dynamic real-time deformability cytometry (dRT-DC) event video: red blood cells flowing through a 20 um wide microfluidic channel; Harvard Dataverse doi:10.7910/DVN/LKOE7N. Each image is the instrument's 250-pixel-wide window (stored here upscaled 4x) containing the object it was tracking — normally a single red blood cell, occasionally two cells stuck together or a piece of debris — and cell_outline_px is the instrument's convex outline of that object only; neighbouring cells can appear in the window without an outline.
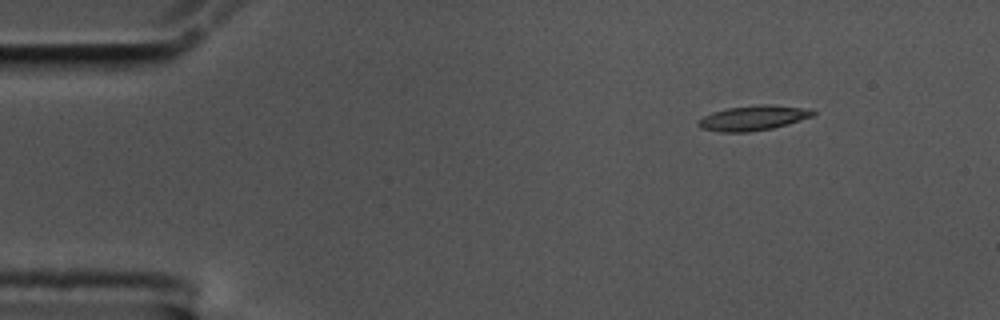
{"species": "common noctule bat (a hibernating species)", "species_latin": "Nyctalus noctula", "temperature_condition": "cold", "stored_images_in_passage": 51, "camera_frame_rate_fps": 3000, "um_per_image_px": 0.085, "animal": {"sex": "male", "body_mass_g": 17.5, "forearm_length_mm": 52.3}, "frame": {"image": 1, "passage_image": 1, "time_ms": 0.0, "image_size_px": [1000, 320], "cell_outline_px": [[816, 112], [812, 116], [788, 124], [772, 128], [748, 132], [720, 132], [700, 128], [696, 124], [696, 120], [712, 112], [728, 108], [756, 104], [768, 104], [812, 108]], "centroid_in_image_um": [64.01, 10.02], "position_along_channel_um": 21.0, "area_um2": 16.88}}
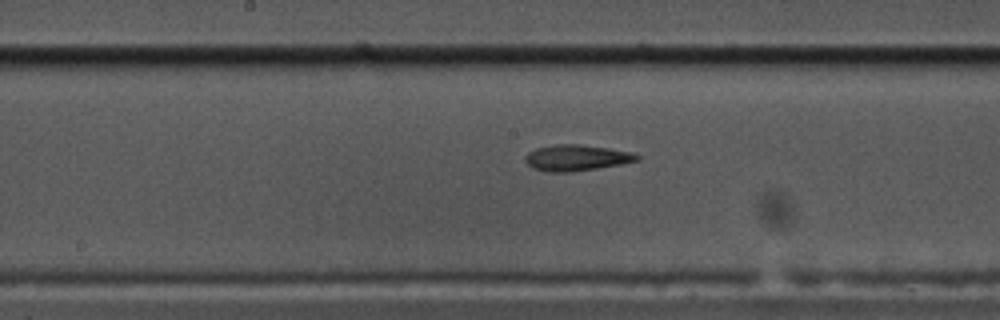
{"frame": {"image": 2, "passage_image": 23, "time_ms": 7.333, "image_size_px": [1000, 320], "cell_outline_px": [[640, 160], [620, 164], [596, 168], [568, 172], [548, 172], [532, 168], [524, 160], [524, 156], [528, 152], [536, 148], [556, 144], [576, 144], [608, 148], [632, 152], [640, 156]], "centroid_in_image_um": [48.97, 13.41], "position_along_channel_um": 199.2, "area_um2": 16.88}}
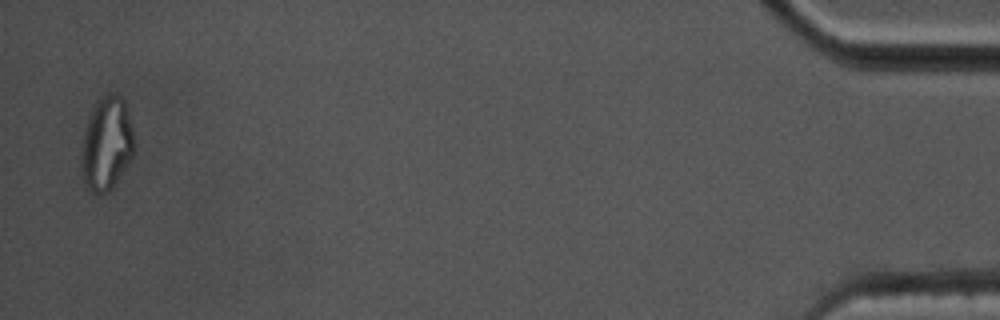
{"frame": {"image": 3, "passage_image": 50, "time_ms": 16.333, "image_size_px": [1000, 320], "cell_outline_px": [[136, 144], [132, 156], [128, 164], [116, 184], [108, 192], [88, 192], [84, 188], [80, 168], [80, 148], [84, 128], [96, 100], [100, 96], [120, 96], [124, 100], [128, 108]], "centroid_in_image_um": [9.04, 12.27], "position_along_channel_um": 426.2, "area_um2": 29.59}, "authors_computed_cell_mechanics": {"area_um2": 16.762, "velocity_mm_per_s": 3.5124, "shape_relaxation_time_tau1_ms": 8.1326, "shape_relaxation_time_tau2_ms": 3.091, "deformation_change_tau1": 0.287, "deformation_change_tau2": 0.1252}}